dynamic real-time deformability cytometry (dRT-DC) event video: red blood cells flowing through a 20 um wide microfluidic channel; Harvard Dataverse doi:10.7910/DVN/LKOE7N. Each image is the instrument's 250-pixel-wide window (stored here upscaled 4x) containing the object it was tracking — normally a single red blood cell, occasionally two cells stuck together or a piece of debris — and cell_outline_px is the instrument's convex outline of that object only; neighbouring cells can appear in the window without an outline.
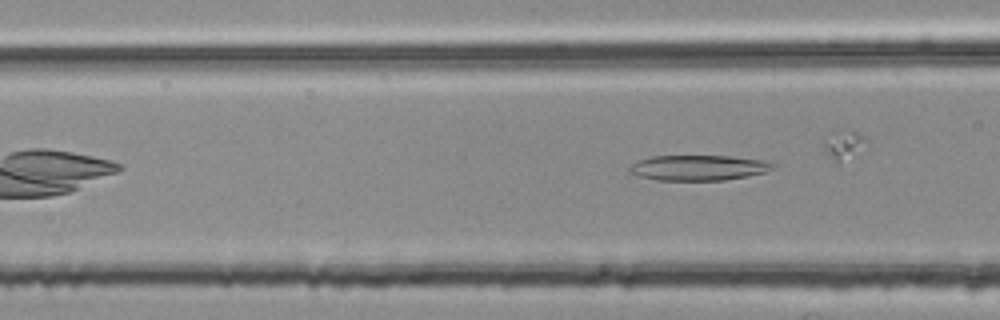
{"species": "common noctule bat (a hibernating species)", "species_latin": "Nyctalus noctula", "temperature_condition": "room temperature", "stored_images_in_passage": 5, "camera_frame_rate_fps": 3000, "um_per_image_px": 0.085, "animal": {"sex": "female", "body_mass_g": 25.1}, "frame": {"image": 1, "passage_image": 5, "time_ms": 1.333, "image_size_px": [1000, 320], "cell_outline_px": [[776, 164], [772, 168], [764, 172], [748, 176], [724, 180], [660, 180], [636, 176], [628, 172], [628, 168], [636, 160], [652, 156], [732, 156], [760, 160]], "centroid_in_image_um": [59.29, 14.26], "position_along_channel_um": 107.3, "area_um2": 21.15}}